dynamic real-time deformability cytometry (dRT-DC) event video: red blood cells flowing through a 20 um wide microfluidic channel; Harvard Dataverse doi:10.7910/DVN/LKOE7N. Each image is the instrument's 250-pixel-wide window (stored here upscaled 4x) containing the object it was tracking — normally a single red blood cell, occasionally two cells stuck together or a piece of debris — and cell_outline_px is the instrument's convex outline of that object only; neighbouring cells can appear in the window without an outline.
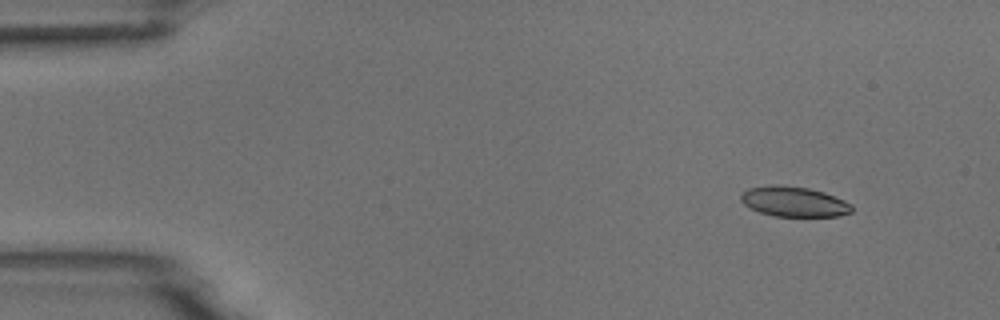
{"species": "common noctule bat (a hibernating species)", "species_latin": "Nyctalus noctula", "temperature_condition": "room temperature", "stored_images_in_passage": 5, "camera_frame_rate_fps": 3000, "um_per_image_px": 0.085, "animal": {"sex": "male", "body_mass_g": 18.8}, "frame": {"image": 1, "passage_image": 2, "time_ms": 1.333, "image_size_px": [1000, 320], "cell_outline_px": [[852, 212], [840, 216], [776, 216], [760, 212], [744, 204], [740, 200], [740, 196], [748, 188], [776, 184], [808, 188], [824, 192], [844, 200], [852, 204]], "centroid_in_image_um": [67.51, 17.14], "position_along_channel_um": 17.5, "area_um2": 19.36}}
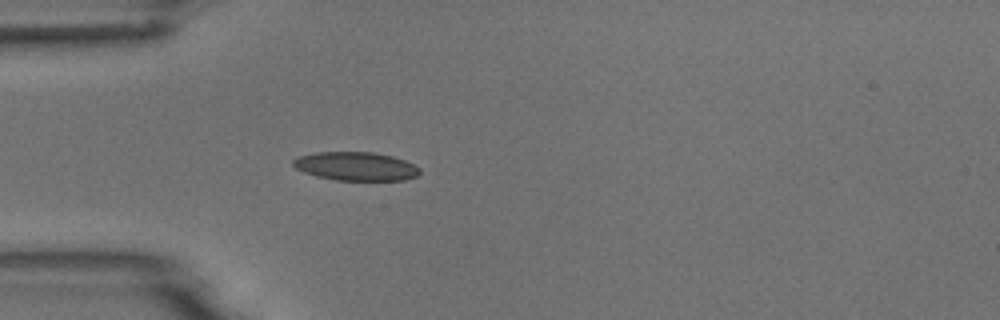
{"frame": {"image": 2, "passage_image": 5, "time_ms": 4.667, "image_size_px": [1000, 320], "cell_outline_px": [[420, 172], [416, 176], [404, 180], [336, 180], [316, 176], [304, 172], [296, 168], [292, 164], [292, 160], [300, 156], [316, 152], [376, 152], [392, 156], [404, 160], [420, 168]], "centroid_in_image_um": [30.24, 14.13], "position_along_channel_um": 54.8, "area_um2": 21.04}}